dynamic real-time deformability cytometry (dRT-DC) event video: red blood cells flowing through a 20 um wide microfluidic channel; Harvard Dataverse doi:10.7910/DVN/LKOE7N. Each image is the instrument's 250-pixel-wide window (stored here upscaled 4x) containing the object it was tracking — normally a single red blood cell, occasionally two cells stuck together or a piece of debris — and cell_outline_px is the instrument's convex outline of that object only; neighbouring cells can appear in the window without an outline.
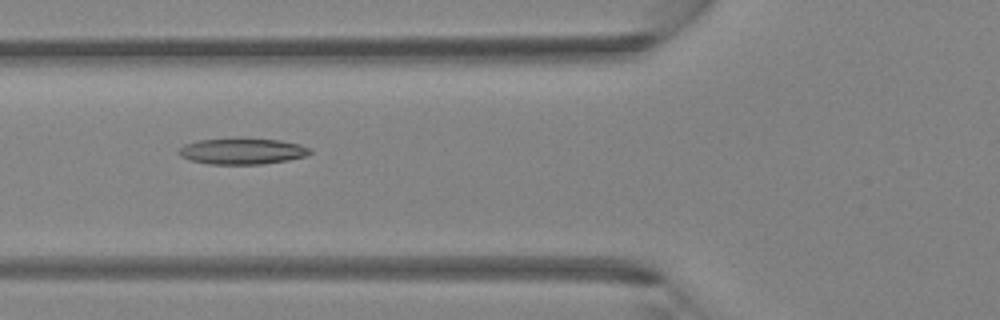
{"species": "Egyptian fruit bat (a non-hibernating species)", "species_latin": "Rousettus aegyptiacus", "temperature_condition": "room temperature", "stored_images_in_passage": 3, "camera_frame_rate_fps": 3000, "um_per_image_px": 0.085, "animal": {"sex": "female"}, "frame": {"image": 1, "passage_image": 3, "time_ms": 0.667, "image_size_px": [1000, 320], "cell_outline_px": [[312, 152], [304, 156], [288, 160], [260, 164], [208, 164], [192, 160], [180, 156], [176, 152], [184, 144], [200, 140], [236, 136], [280, 140], [300, 144], [312, 148]], "centroid_in_image_um": [20.58, 12.82], "position_along_channel_um": 105.2, "area_um2": 20.52}}